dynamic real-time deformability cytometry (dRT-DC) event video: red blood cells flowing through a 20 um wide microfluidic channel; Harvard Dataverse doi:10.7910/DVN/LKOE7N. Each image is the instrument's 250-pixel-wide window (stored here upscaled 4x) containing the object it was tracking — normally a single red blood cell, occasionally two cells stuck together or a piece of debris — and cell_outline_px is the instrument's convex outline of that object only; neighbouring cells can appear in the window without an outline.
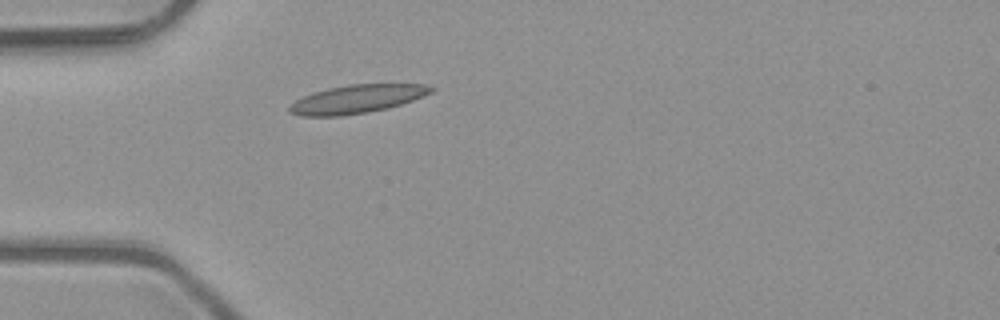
{"species": "common noctule bat (a hibernating species)", "species_latin": "Nyctalus noctula", "temperature_condition": "room temperature", "stored_images_in_passage": 1, "camera_frame_rate_fps": 3000, "um_per_image_px": 0.085, "animal": {"sex": "male", "body_mass_g": 23.1, "forearm_length_mm": 52.7}, "frame": {"image": 1, "passage_image": 1, "time_ms": 0.0, "image_size_px": [1000, 320], "cell_outline_px": [[436, 88], [432, 92], [412, 100], [388, 108], [368, 112], [340, 116], [300, 116], [288, 112], [288, 108], [296, 100], [312, 92], [328, 88], [348, 84], [428, 84]], "centroid_in_image_um": [30.33, 8.41], "position_along_channel_um": 54.7, "area_um2": 23.41}}